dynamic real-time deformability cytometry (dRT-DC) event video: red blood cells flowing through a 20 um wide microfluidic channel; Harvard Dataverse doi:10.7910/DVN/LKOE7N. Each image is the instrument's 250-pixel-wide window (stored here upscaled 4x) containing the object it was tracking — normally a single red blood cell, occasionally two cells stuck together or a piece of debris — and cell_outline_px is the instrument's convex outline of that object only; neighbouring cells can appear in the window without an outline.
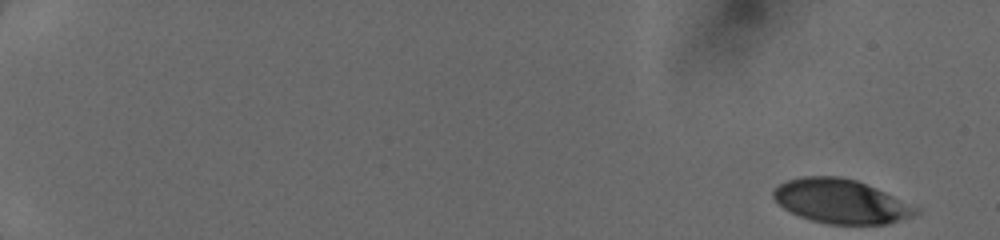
{"species": "human", "species_latin": "Homo sapiens", "temperature_condition": "cold", "stored_images_in_passage": 49, "camera_frame_rate_fps": 3000, "um_per_image_px": 0.085, "donor": {"sex": "female"}, "frame": {"image": 1, "passage_image": 1, "time_ms": 0.0, "image_size_px": [1000, 240], "cell_outline_px": [[920, 212], [912, 216], [888, 224], [828, 224], [812, 220], [800, 216], [784, 208], [772, 196], [772, 192], [780, 184], [788, 180], [804, 176], [840, 176], [856, 180], [876, 188], [920, 208]], "centroid_in_image_um": [71.5, 17.11], "position_along_channel_um": 13.5, "area_um2": 36.36}}
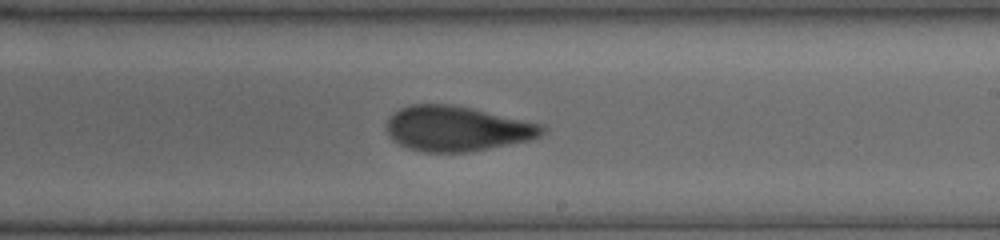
{"frame": {"image": 2, "passage_image": 32, "time_ms": 10.333, "image_size_px": [1000, 240], "cell_outline_px": [[548, 128], [540, 136], [532, 140], [472, 152], [424, 152], [408, 148], [400, 144], [388, 132], [388, 120], [400, 108], [412, 104], [452, 104], [544, 124]], "centroid_in_image_um": [38.93, 10.94], "position_along_channel_um": 250.1, "area_um2": 40.81}}
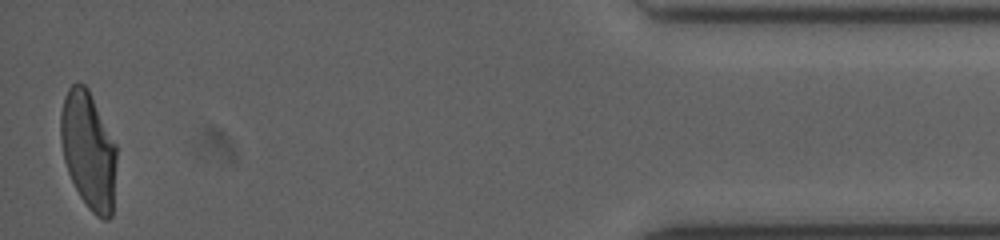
{"frame": {"image": 3, "passage_image": 49, "time_ms": 16.0, "image_size_px": [1000, 240], "cell_outline_px": [[116, 160], [112, 216], [108, 220], [104, 220], [96, 216], [88, 208], [80, 196], [68, 172], [64, 160], [60, 140], [60, 112], [64, 96], [68, 88], [76, 80], [84, 84], [88, 88], [116, 144]], "centroid_in_image_um": [7.51, 12.75], "position_along_channel_um": 427.7, "area_um2": 38.49}}